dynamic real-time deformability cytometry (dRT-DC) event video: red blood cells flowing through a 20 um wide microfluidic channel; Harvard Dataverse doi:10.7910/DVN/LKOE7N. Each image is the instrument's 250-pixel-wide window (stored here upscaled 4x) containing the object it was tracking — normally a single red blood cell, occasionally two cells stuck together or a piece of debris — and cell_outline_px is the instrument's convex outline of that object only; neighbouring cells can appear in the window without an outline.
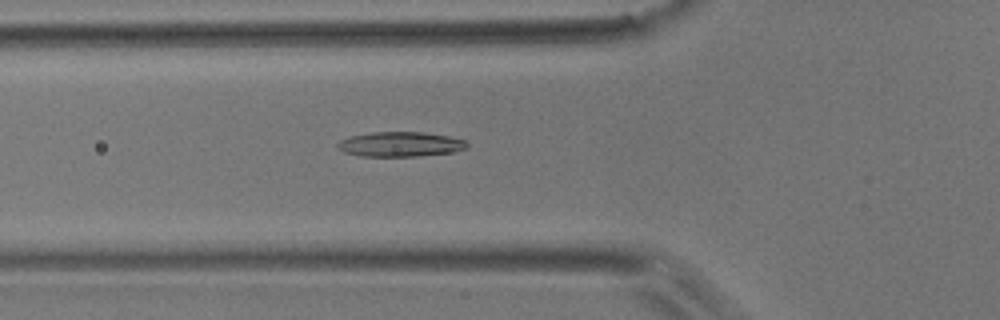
{"species": "common noctule bat (a hibernating species)", "species_latin": "Nyctalus noctula", "temperature_condition": "room temperature", "stored_images_in_passage": 48, "camera_frame_rate_fps": 3000, "um_per_image_px": 0.085, "animal": {"sex": "male", "body_mass_g": 17.9}, "frame": {"image": 1, "passage_image": 18, "time_ms": 5.667, "image_size_px": [1000, 320], "cell_outline_px": [[468, 148], [452, 152], [420, 156], [360, 156], [344, 152], [336, 148], [336, 144], [340, 140], [348, 136], [372, 132], [424, 132], [448, 136], [468, 140]], "centroid_in_image_um": [34.02, 12.26], "position_along_channel_um": 91.8, "area_um2": 18.96}}
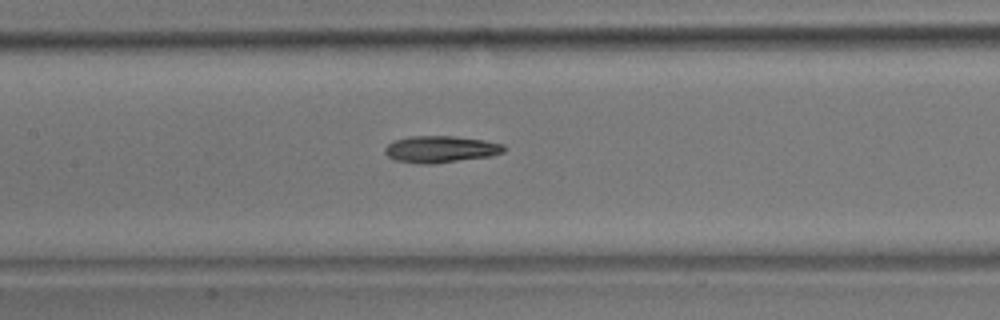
{"frame": {"image": 2, "passage_image": 24, "time_ms": 7.667, "image_size_px": [1000, 320], "cell_outline_px": [[504, 152], [492, 156], [432, 164], [420, 164], [396, 160], [388, 156], [384, 152], [384, 148], [388, 144], [396, 140], [408, 136], [456, 136], [484, 140], [504, 144]], "centroid_in_image_um": [37.46, 12.68], "position_along_channel_um": 169.9, "area_um2": 18.61}}
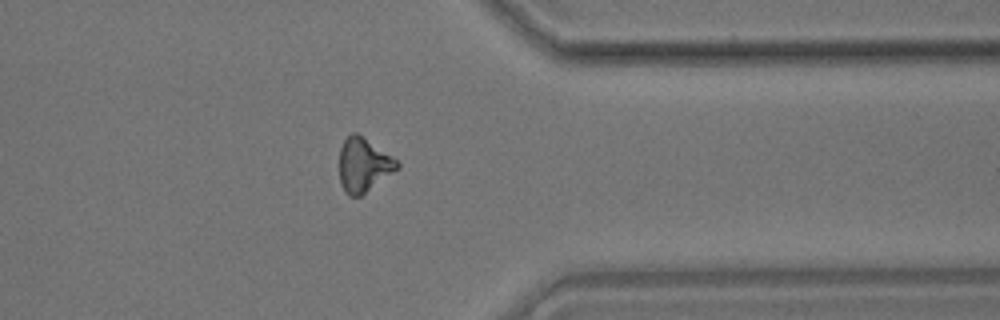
{"frame": {"image": 3, "passage_image": 41, "time_ms": 13.333, "image_size_px": [1000, 320], "cell_outline_px": [[400, 168], [360, 196], [348, 196], [344, 192], [340, 184], [340, 148], [344, 140], [352, 132], [356, 132], [392, 156], [400, 164]], "centroid_in_image_um": [30.9, 14.03], "position_along_channel_um": 380.5, "area_um2": 18.09}, "authors_computed_cell_mechanics": {"area_um2": 18.4093, "velocity_mm_per_s": 3.8699, "shape_relaxation_time_tau1_ms": 7.1706, "shape_relaxation_time_tau2_ms": null, "deformation_change_tau1": 0.1592, "deformation_change_tau2": null}}